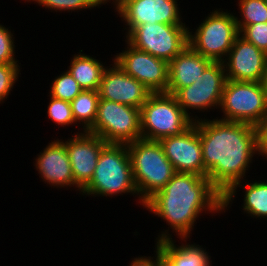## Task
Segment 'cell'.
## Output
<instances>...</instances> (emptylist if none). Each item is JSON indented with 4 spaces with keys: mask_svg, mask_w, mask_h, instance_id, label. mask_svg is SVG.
<instances>
[{
    "mask_svg": "<svg viewBox=\"0 0 267 266\" xmlns=\"http://www.w3.org/2000/svg\"><path fill=\"white\" fill-rule=\"evenodd\" d=\"M199 130L204 168L210 183L223 195L244 180L257 155L256 127L222 119H200Z\"/></svg>",
    "mask_w": 267,
    "mask_h": 266,
    "instance_id": "obj_1",
    "label": "cell"
},
{
    "mask_svg": "<svg viewBox=\"0 0 267 266\" xmlns=\"http://www.w3.org/2000/svg\"><path fill=\"white\" fill-rule=\"evenodd\" d=\"M149 212L166 221L177 238H189L203 211L221 213L222 194L205 176L175 172L168 183L145 203ZM209 211V212H208Z\"/></svg>",
    "mask_w": 267,
    "mask_h": 266,
    "instance_id": "obj_2",
    "label": "cell"
},
{
    "mask_svg": "<svg viewBox=\"0 0 267 266\" xmlns=\"http://www.w3.org/2000/svg\"><path fill=\"white\" fill-rule=\"evenodd\" d=\"M127 148L138 203L144 207V203L168 183L175 170L159 141L140 138L128 143Z\"/></svg>",
    "mask_w": 267,
    "mask_h": 266,
    "instance_id": "obj_3",
    "label": "cell"
},
{
    "mask_svg": "<svg viewBox=\"0 0 267 266\" xmlns=\"http://www.w3.org/2000/svg\"><path fill=\"white\" fill-rule=\"evenodd\" d=\"M81 192L94 197L138 195L127 144H107L102 149L93 177Z\"/></svg>",
    "mask_w": 267,
    "mask_h": 266,
    "instance_id": "obj_4",
    "label": "cell"
},
{
    "mask_svg": "<svg viewBox=\"0 0 267 266\" xmlns=\"http://www.w3.org/2000/svg\"><path fill=\"white\" fill-rule=\"evenodd\" d=\"M141 137L159 141L180 135L194 122L178 105L174 95L152 93L140 108Z\"/></svg>",
    "mask_w": 267,
    "mask_h": 266,
    "instance_id": "obj_5",
    "label": "cell"
},
{
    "mask_svg": "<svg viewBox=\"0 0 267 266\" xmlns=\"http://www.w3.org/2000/svg\"><path fill=\"white\" fill-rule=\"evenodd\" d=\"M219 109L220 119L257 126L267 117V91L263 82L227 80Z\"/></svg>",
    "mask_w": 267,
    "mask_h": 266,
    "instance_id": "obj_6",
    "label": "cell"
},
{
    "mask_svg": "<svg viewBox=\"0 0 267 266\" xmlns=\"http://www.w3.org/2000/svg\"><path fill=\"white\" fill-rule=\"evenodd\" d=\"M235 17L221 8L212 10L201 24H198L194 33L192 29L189 30V46L212 61L222 62L239 36Z\"/></svg>",
    "mask_w": 267,
    "mask_h": 266,
    "instance_id": "obj_7",
    "label": "cell"
},
{
    "mask_svg": "<svg viewBox=\"0 0 267 266\" xmlns=\"http://www.w3.org/2000/svg\"><path fill=\"white\" fill-rule=\"evenodd\" d=\"M189 29L185 24L144 23L133 28L125 41L169 63L189 45Z\"/></svg>",
    "mask_w": 267,
    "mask_h": 266,
    "instance_id": "obj_8",
    "label": "cell"
},
{
    "mask_svg": "<svg viewBox=\"0 0 267 266\" xmlns=\"http://www.w3.org/2000/svg\"><path fill=\"white\" fill-rule=\"evenodd\" d=\"M107 144H128L141 137L140 109L99 99L94 125L87 131Z\"/></svg>",
    "mask_w": 267,
    "mask_h": 266,
    "instance_id": "obj_9",
    "label": "cell"
},
{
    "mask_svg": "<svg viewBox=\"0 0 267 266\" xmlns=\"http://www.w3.org/2000/svg\"><path fill=\"white\" fill-rule=\"evenodd\" d=\"M226 81L223 63L212 61L193 84L180 88L174 96L184 113L196 122L202 118L190 116L189 110L208 112V109H219Z\"/></svg>",
    "mask_w": 267,
    "mask_h": 266,
    "instance_id": "obj_10",
    "label": "cell"
},
{
    "mask_svg": "<svg viewBox=\"0 0 267 266\" xmlns=\"http://www.w3.org/2000/svg\"><path fill=\"white\" fill-rule=\"evenodd\" d=\"M112 59L126 74L144 84L151 93H167L168 62L127 45Z\"/></svg>",
    "mask_w": 267,
    "mask_h": 266,
    "instance_id": "obj_11",
    "label": "cell"
},
{
    "mask_svg": "<svg viewBox=\"0 0 267 266\" xmlns=\"http://www.w3.org/2000/svg\"><path fill=\"white\" fill-rule=\"evenodd\" d=\"M178 0H121L115 12L126 24V35L144 23L185 24Z\"/></svg>",
    "mask_w": 267,
    "mask_h": 266,
    "instance_id": "obj_12",
    "label": "cell"
},
{
    "mask_svg": "<svg viewBox=\"0 0 267 266\" xmlns=\"http://www.w3.org/2000/svg\"><path fill=\"white\" fill-rule=\"evenodd\" d=\"M159 142L175 172L192 173L207 177V171L203 164L199 130L195 123L180 135L162 138Z\"/></svg>",
    "mask_w": 267,
    "mask_h": 266,
    "instance_id": "obj_13",
    "label": "cell"
},
{
    "mask_svg": "<svg viewBox=\"0 0 267 266\" xmlns=\"http://www.w3.org/2000/svg\"><path fill=\"white\" fill-rule=\"evenodd\" d=\"M222 63L227 80L263 82L267 54L239 35Z\"/></svg>",
    "mask_w": 267,
    "mask_h": 266,
    "instance_id": "obj_14",
    "label": "cell"
},
{
    "mask_svg": "<svg viewBox=\"0 0 267 266\" xmlns=\"http://www.w3.org/2000/svg\"><path fill=\"white\" fill-rule=\"evenodd\" d=\"M74 134L65 140V146L74 182L82 190L93 177L100 152L107 143L99 136L83 130Z\"/></svg>",
    "mask_w": 267,
    "mask_h": 266,
    "instance_id": "obj_15",
    "label": "cell"
},
{
    "mask_svg": "<svg viewBox=\"0 0 267 266\" xmlns=\"http://www.w3.org/2000/svg\"><path fill=\"white\" fill-rule=\"evenodd\" d=\"M110 66H107L104 70L100 82L98 89L100 99L140 109L152 94L150 90L144 84L126 74L115 62Z\"/></svg>",
    "mask_w": 267,
    "mask_h": 266,
    "instance_id": "obj_16",
    "label": "cell"
},
{
    "mask_svg": "<svg viewBox=\"0 0 267 266\" xmlns=\"http://www.w3.org/2000/svg\"><path fill=\"white\" fill-rule=\"evenodd\" d=\"M35 158L36 170L43 179V182L58 189L62 187L78 188L75 184L72 167L66 150L65 142L62 139H56L48 143L42 152Z\"/></svg>",
    "mask_w": 267,
    "mask_h": 266,
    "instance_id": "obj_17",
    "label": "cell"
},
{
    "mask_svg": "<svg viewBox=\"0 0 267 266\" xmlns=\"http://www.w3.org/2000/svg\"><path fill=\"white\" fill-rule=\"evenodd\" d=\"M169 228L157 235L155 246L160 250L165 266H212L209 253L203 247L187 243V238H181L180 246L172 240ZM175 241V242H174Z\"/></svg>",
    "mask_w": 267,
    "mask_h": 266,
    "instance_id": "obj_18",
    "label": "cell"
},
{
    "mask_svg": "<svg viewBox=\"0 0 267 266\" xmlns=\"http://www.w3.org/2000/svg\"><path fill=\"white\" fill-rule=\"evenodd\" d=\"M211 62L188 45L168 63L167 93L174 95L180 88L193 84Z\"/></svg>",
    "mask_w": 267,
    "mask_h": 266,
    "instance_id": "obj_19",
    "label": "cell"
},
{
    "mask_svg": "<svg viewBox=\"0 0 267 266\" xmlns=\"http://www.w3.org/2000/svg\"><path fill=\"white\" fill-rule=\"evenodd\" d=\"M243 182L245 181L236 182L222 195V212L231 207L230 204L238 192L237 188L240 187L246 190L242 206L244 213L252 218L267 220V181L255 180L253 183L248 181L245 186L242 185Z\"/></svg>",
    "mask_w": 267,
    "mask_h": 266,
    "instance_id": "obj_20",
    "label": "cell"
},
{
    "mask_svg": "<svg viewBox=\"0 0 267 266\" xmlns=\"http://www.w3.org/2000/svg\"><path fill=\"white\" fill-rule=\"evenodd\" d=\"M82 51L74 54L67 70L83 90H98L107 67L100 60L81 53Z\"/></svg>",
    "mask_w": 267,
    "mask_h": 266,
    "instance_id": "obj_21",
    "label": "cell"
},
{
    "mask_svg": "<svg viewBox=\"0 0 267 266\" xmlns=\"http://www.w3.org/2000/svg\"><path fill=\"white\" fill-rule=\"evenodd\" d=\"M99 99L98 90H82L70 102L75 123L83 126L85 132L94 125Z\"/></svg>",
    "mask_w": 267,
    "mask_h": 266,
    "instance_id": "obj_22",
    "label": "cell"
},
{
    "mask_svg": "<svg viewBox=\"0 0 267 266\" xmlns=\"http://www.w3.org/2000/svg\"><path fill=\"white\" fill-rule=\"evenodd\" d=\"M240 17H235L237 26L267 22L266 0H238Z\"/></svg>",
    "mask_w": 267,
    "mask_h": 266,
    "instance_id": "obj_23",
    "label": "cell"
},
{
    "mask_svg": "<svg viewBox=\"0 0 267 266\" xmlns=\"http://www.w3.org/2000/svg\"><path fill=\"white\" fill-rule=\"evenodd\" d=\"M53 80L49 94L54 98L71 102L83 90L68 70Z\"/></svg>",
    "mask_w": 267,
    "mask_h": 266,
    "instance_id": "obj_24",
    "label": "cell"
},
{
    "mask_svg": "<svg viewBox=\"0 0 267 266\" xmlns=\"http://www.w3.org/2000/svg\"><path fill=\"white\" fill-rule=\"evenodd\" d=\"M31 0H27L30 2ZM38 3L39 6L48 8V10L53 11H67V12H78V10H87L99 7L100 5L97 3L96 0H32L31 2ZM76 10V11H75Z\"/></svg>",
    "mask_w": 267,
    "mask_h": 266,
    "instance_id": "obj_25",
    "label": "cell"
},
{
    "mask_svg": "<svg viewBox=\"0 0 267 266\" xmlns=\"http://www.w3.org/2000/svg\"><path fill=\"white\" fill-rule=\"evenodd\" d=\"M50 102L47 107V116L58 126H69L75 123L72 115L71 104L68 101L60 100L50 96Z\"/></svg>",
    "mask_w": 267,
    "mask_h": 266,
    "instance_id": "obj_26",
    "label": "cell"
},
{
    "mask_svg": "<svg viewBox=\"0 0 267 266\" xmlns=\"http://www.w3.org/2000/svg\"><path fill=\"white\" fill-rule=\"evenodd\" d=\"M239 35L267 54V22L238 26Z\"/></svg>",
    "mask_w": 267,
    "mask_h": 266,
    "instance_id": "obj_27",
    "label": "cell"
},
{
    "mask_svg": "<svg viewBox=\"0 0 267 266\" xmlns=\"http://www.w3.org/2000/svg\"><path fill=\"white\" fill-rule=\"evenodd\" d=\"M20 72L19 64H0V103H4L14 84L18 81Z\"/></svg>",
    "mask_w": 267,
    "mask_h": 266,
    "instance_id": "obj_28",
    "label": "cell"
},
{
    "mask_svg": "<svg viewBox=\"0 0 267 266\" xmlns=\"http://www.w3.org/2000/svg\"><path fill=\"white\" fill-rule=\"evenodd\" d=\"M14 33L0 24V64H18L15 59Z\"/></svg>",
    "mask_w": 267,
    "mask_h": 266,
    "instance_id": "obj_29",
    "label": "cell"
},
{
    "mask_svg": "<svg viewBox=\"0 0 267 266\" xmlns=\"http://www.w3.org/2000/svg\"><path fill=\"white\" fill-rule=\"evenodd\" d=\"M257 155L267 159V117L256 126Z\"/></svg>",
    "mask_w": 267,
    "mask_h": 266,
    "instance_id": "obj_30",
    "label": "cell"
},
{
    "mask_svg": "<svg viewBox=\"0 0 267 266\" xmlns=\"http://www.w3.org/2000/svg\"><path fill=\"white\" fill-rule=\"evenodd\" d=\"M155 257H151V256H141L138 258H134L131 263H129L130 265L129 266H162L164 264L163 262V257L160 253V250L155 247ZM155 260H154V259Z\"/></svg>",
    "mask_w": 267,
    "mask_h": 266,
    "instance_id": "obj_31",
    "label": "cell"
},
{
    "mask_svg": "<svg viewBox=\"0 0 267 266\" xmlns=\"http://www.w3.org/2000/svg\"><path fill=\"white\" fill-rule=\"evenodd\" d=\"M97 1V3L100 5V7H101V5L103 4V5H105V4H107V2H109V3H111L112 1V4H114L113 5V7L115 8L120 2H121V0H96Z\"/></svg>",
    "mask_w": 267,
    "mask_h": 266,
    "instance_id": "obj_32",
    "label": "cell"
},
{
    "mask_svg": "<svg viewBox=\"0 0 267 266\" xmlns=\"http://www.w3.org/2000/svg\"><path fill=\"white\" fill-rule=\"evenodd\" d=\"M263 83H264V86H265L266 91H267V71H266V73H265V78H264Z\"/></svg>",
    "mask_w": 267,
    "mask_h": 266,
    "instance_id": "obj_33",
    "label": "cell"
}]
</instances>
